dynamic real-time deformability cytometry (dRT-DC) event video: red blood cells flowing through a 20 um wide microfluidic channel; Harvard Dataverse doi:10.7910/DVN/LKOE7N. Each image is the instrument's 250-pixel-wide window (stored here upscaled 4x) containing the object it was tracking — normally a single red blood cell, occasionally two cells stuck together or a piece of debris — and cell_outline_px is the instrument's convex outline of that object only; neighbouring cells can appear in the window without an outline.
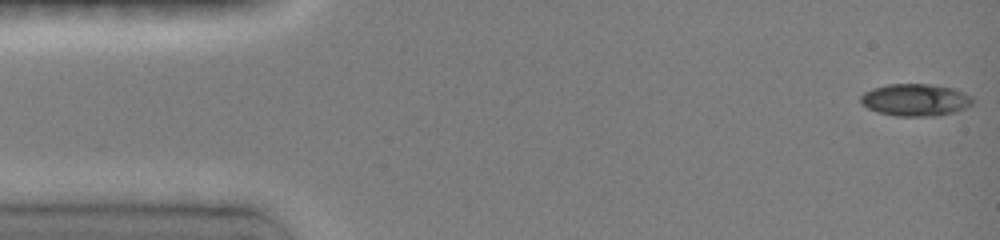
{"species": "common noctule bat (a hibernating species)", "species_latin": "Nyctalus noctula", "temperature_condition": "room temperature", "stored_images_in_passage": 23, "camera_frame_rate_fps": 3000, "um_per_image_px": 0.085, "animal": {"sex": "female", "body_mass_g": 19.0, "forearm_length_mm": 51.5}, "frame": {"image": 1, "passage_image": 1, "time_ms": 0.0, "image_size_px": [1000, 240], "cell_outline_px": [[976, 100], [972, 104], [964, 108], [952, 112], [936, 116], [896, 116], [876, 112], [860, 104], [860, 96], [864, 92], [872, 88], [888, 84], [928, 84], [952, 88], [964, 92], [972, 96]], "centroid_in_image_um": [77.79, 8.49], "position_along_channel_um": 7.2, "area_um2": 21.15}}
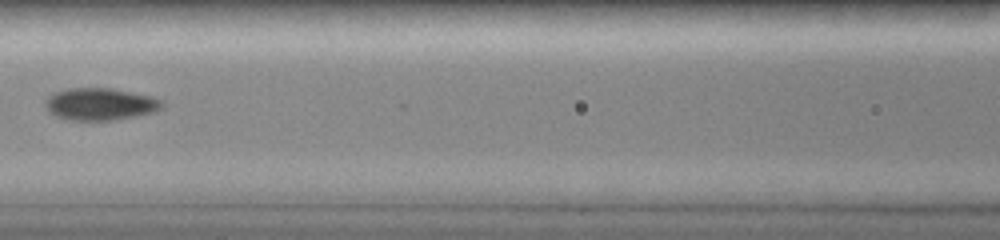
{"frame": {"image": 2, "passage_image": 9, "time_ms": 6.667, "image_size_px": [1000, 240], "cell_outline_px": [[164, 104], [156, 112], [116, 120], [68, 120], [56, 116], [48, 112], [44, 104], [44, 100], [48, 96], [56, 92], [72, 88], [112, 88], [152, 96], [164, 100]], "centroid_in_image_um": [8.53, 8.85], "position_along_channel_um": 158.1, "area_um2": 22.14}}
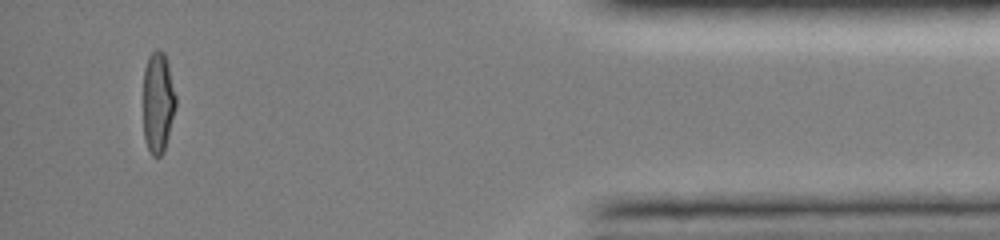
{"frame": {"image": 3, "passage_image": 20, "time_ms": 14.333, "image_size_px": [1000, 240], "cell_outline_px": [[176, 104], [164, 152], [160, 156], [152, 156], [144, 140], [144, 68], [148, 56], [156, 48], [160, 48], [164, 52], [168, 64], [176, 96]], "centroid_in_image_um": [13.42, 8.68], "position_along_channel_um": 421.8, "area_um2": 19.19}, "authors_computed_cell_mechanics": {"area_um2": 20.9236, "velocity_mm_per_s": 4.0679, "shape_relaxation_time_tau1_ms": null, "shape_relaxation_time_tau2_ms": 1.3178, "deformation_change_tau1": null, "deformation_change_tau2": 0.0468}}